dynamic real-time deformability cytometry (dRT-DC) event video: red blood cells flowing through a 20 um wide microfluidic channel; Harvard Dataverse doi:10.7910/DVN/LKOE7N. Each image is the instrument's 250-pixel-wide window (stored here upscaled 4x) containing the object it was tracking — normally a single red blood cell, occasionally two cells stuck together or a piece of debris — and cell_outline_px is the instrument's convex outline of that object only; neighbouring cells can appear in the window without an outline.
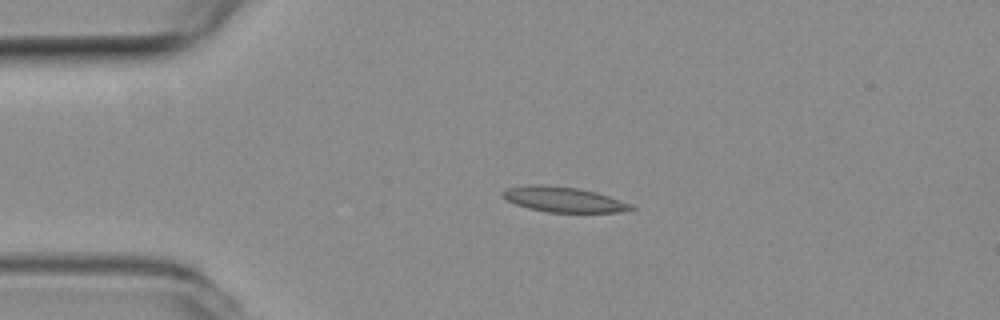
{"species": "common noctule bat (a hibernating species)", "species_latin": "Nyctalus noctula", "temperature_condition": "room temperature", "stored_images_in_passage": 7, "camera_frame_rate_fps": 3000, "um_per_image_px": 0.085, "animal": {"sex": "female", "body_mass_g": 19.3, "forearm_length_mm": 54.1}, "frame": {"image": 1, "passage_image": 1, "time_ms": 0.0, "image_size_px": [1000, 320], "cell_outline_px": [[636, 208], [616, 212], [548, 212], [528, 208], [516, 204], [508, 200], [500, 192], [508, 188], [528, 184], [544, 184], [576, 188], [596, 192], [632, 204]], "centroid_in_image_um": [47.88, 16.94], "position_along_channel_um": 37.1, "area_um2": 18.67}}
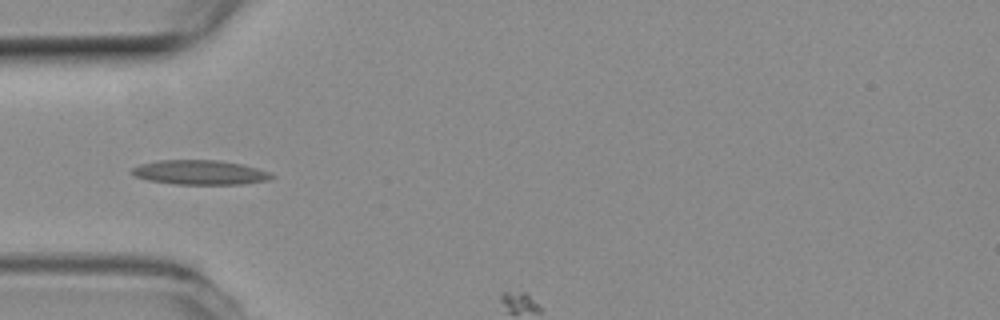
{"frame": {"image": 2, "passage_image": 6, "time_ms": 1.667, "image_size_px": [1000, 320], "cell_outline_px": [[276, 176], [268, 180], [244, 184], [176, 184], [148, 180], [136, 176], [128, 172], [132, 168], [140, 164], [156, 160], [220, 160], [240, 164], [272, 172]], "centroid_in_image_um": [17.0, 14.65], "position_along_channel_um": 68.0, "area_um2": 20.06}}